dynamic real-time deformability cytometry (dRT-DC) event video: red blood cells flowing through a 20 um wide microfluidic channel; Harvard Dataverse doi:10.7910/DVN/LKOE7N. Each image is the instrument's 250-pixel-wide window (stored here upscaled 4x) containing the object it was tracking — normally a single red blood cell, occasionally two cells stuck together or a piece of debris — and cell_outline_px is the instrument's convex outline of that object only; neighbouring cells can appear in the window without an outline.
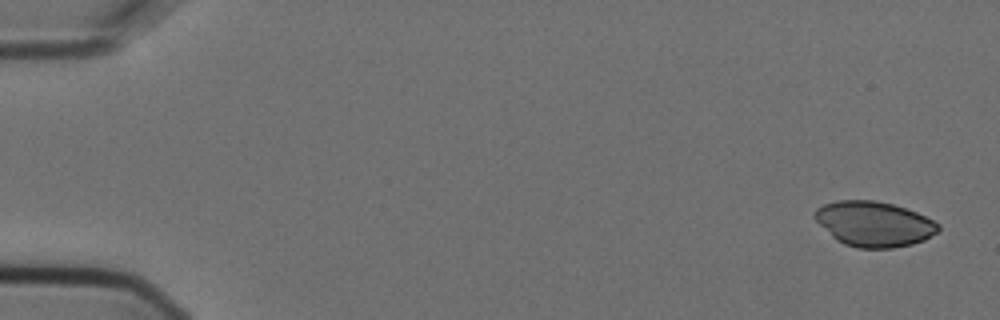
{"species": "Egyptian fruit bat (a non-hibernating species)", "species_latin": "Rousettus aegyptiacus", "temperature_condition": "cold", "stored_images_in_passage": 6, "camera_frame_rate_fps": 3000, "um_per_image_px": 0.085, "animal": {"sex": "female"}, "frame": {"image": 1, "passage_image": 1, "time_ms": 0.0, "image_size_px": [1000, 320], "cell_outline_px": [[940, 228], [936, 232], [924, 240], [912, 244], [892, 248], [856, 248], [844, 244], [836, 240], [812, 216], [816, 208], [824, 204], [836, 200], [876, 200], [892, 204], [916, 212], [940, 224]], "centroid_in_image_um": [74.26, 19.03], "position_along_channel_um": 10.7, "area_um2": 32.43}}